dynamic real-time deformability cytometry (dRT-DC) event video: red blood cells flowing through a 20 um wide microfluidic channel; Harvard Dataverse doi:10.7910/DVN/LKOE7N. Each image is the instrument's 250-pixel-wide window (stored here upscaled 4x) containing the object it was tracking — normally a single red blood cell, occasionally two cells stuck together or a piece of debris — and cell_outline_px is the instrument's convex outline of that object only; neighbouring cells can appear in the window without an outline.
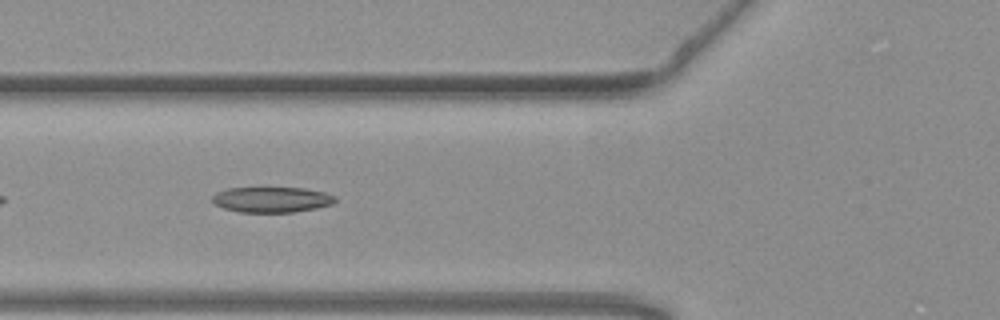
{"species": "common noctule bat (a hibernating species)", "species_latin": "Nyctalus noctula", "temperature_condition": "warm", "stored_images_in_passage": 36, "camera_frame_rate_fps": 3000, "um_per_image_px": 0.085, "animal": {"sex": "female", "body_mass_g": 19.3, "forearm_length_mm": 54.1}, "frame": {"image": 1, "passage_image": 6, "time_ms": 1.667, "image_size_px": [1000, 320], "cell_outline_px": [[336, 200], [332, 204], [316, 208], [292, 212], [240, 212], [224, 208], [216, 204], [212, 200], [212, 196], [216, 192], [228, 188], [304, 188], [324, 192], [336, 196]], "centroid_in_image_um": [23.1, 16.96], "position_along_channel_um": 102.7, "area_um2": 18.15}}
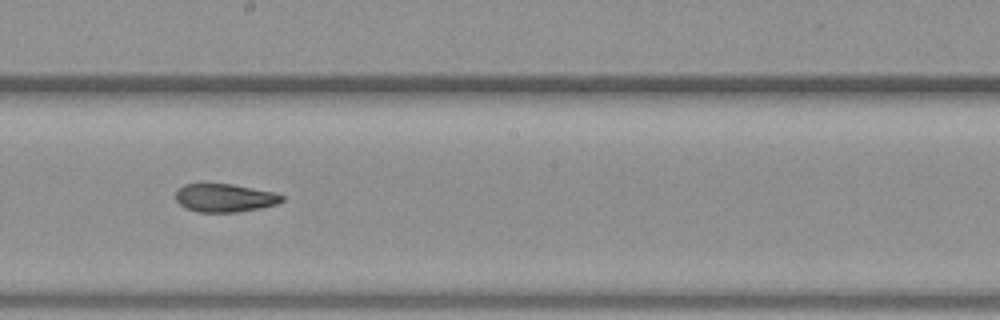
{"frame": {"image": 2, "passage_image": 16, "time_ms": 5.0, "image_size_px": [1000, 320], "cell_outline_px": [[284, 200], [276, 204], [260, 208], [236, 212], [200, 212], [184, 208], [176, 200], [176, 192], [184, 184], [200, 180], [232, 184], [276, 192], [284, 196]], "centroid_in_image_um": [19.06, 16.77], "position_along_channel_um": 229.1, "area_um2": 18.15}, "authors_computed_cell_mechanics": {"area_um2": 18.2937, "velocity_mm_per_s": 3.7726, "shape_relaxation_time_tau1_ms": null, "shape_relaxation_time_tau2_ms": 1.9431, "deformation_change_tau1": null, "deformation_change_tau2": 0.0838}}